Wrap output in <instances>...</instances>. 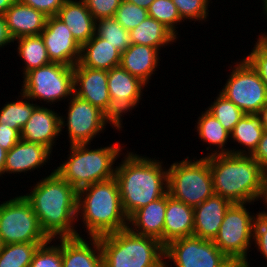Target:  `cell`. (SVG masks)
I'll return each mask as SVG.
<instances>
[{
    "label": "cell",
    "instance_id": "6da1fadb",
    "mask_svg": "<svg viewBox=\"0 0 267 267\" xmlns=\"http://www.w3.org/2000/svg\"><path fill=\"white\" fill-rule=\"evenodd\" d=\"M24 195L50 238L82 236L77 231V190L55 170ZM77 229V230H76Z\"/></svg>",
    "mask_w": 267,
    "mask_h": 267
},
{
    "label": "cell",
    "instance_id": "7a4b0ae2",
    "mask_svg": "<svg viewBox=\"0 0 267 267\" xmlns=\"http://www.w3.org/2000/svg\"><path fill=\"white\" fill-rule=\"evenodd\" d=\"M117 163L115 178L122 208L128 219L138 209L168 192V169L163 166L162 160L127 151L121 162Z\"/></svg>",
    "mask_w": 267,
    "mask_h": 267
},
{
    "label": "cell",
    "instance_id": "3957f363",
    "mask_svg": "<svg viewBox=\"0 0 267 267\" xmlns=\"http://www.w3.org/2000/svg\"><path fill=\"white\" fill-rule=\"evenodd\" d=\"M206 159L216 195L232 203L262 201L264 171L251 155L229 153Z\"/></svg>",
    "mask_w": 267,
    "mask_h": 267
},
{
    "label": "cell",
    "instance_id": "277c9868",
    "mask_svg": "<svg viewBox=\"0 0 267 267\" xmlns=\"http://www.w3.org/2000/svg\"><path fill=\"white\" fill-rule=\"evenodd\" d=\"M80 219L89 237H101L128 228V217L122 208L115 177L77 191L76 221Z\"/></svg>",
    "mask_w": 267,
    "mask_h": 267
},
{
    "label": "cell",
    "instance_id": "5b68a950",
    "mask_svg": "<svg viewBox=\"0 0 267 267\" xmlns=\"http://www.w3.org/2000/svg\"><path fill=\"white\" fill-rule=\"evenodd\" d=\"M90 144L70 145L67 160L55 172L77 191L96 182L115 177L117 158L122 155L124 144L119 141L106 147L91 149ZM90 148V149H89ZM121 152V153H120Z\"/></svg>",
    "mask_w": 267,
    "mask_h": 267
},
{
    "label": "cell",
    "instance_id": "8992f818",
    "mask_svg": "<svg viewBox=\"0 0 267 267\" xmlns=\"http://www.w3.org/2000/svg\"><path fill=\"white\" fill-rule=\"evenodd\" d=\"M99 238L103 267H165V247L129 228Z\"/></svg>",
    "mask_w": 267,
    "mask_h": 267
},
{
    "label": "cell",
    "instance_id": "52a82bcc",
    "mask_svg": "<svg viewBox=\"0 0 267 267\" xmlns=\"http://www.w3.org/2000/svg\"><path fill=\"white\" fill-rule=\"evenodd\" d=\"M193 159L188 156L167 168V189L175 200L194 208L215 193L208 160L203 157Z\"/></svg>",
    "mask_w": 267,
    "mask_h": 267
},
{
    "label": "cell",
    "instance_id": "ba28073f",
    "mask_svg": "<svg viewBox=\"0 0 267 267\" xmlns=\"http://www.w3.org/2000/svg\"><path fill=\"white\" fill-rule=\"evenodd\" d=\"M247 203H233L226 211L214 244L237 266L248 264V251L253 244L256 215L248 211Z\"/></svg>",
    "mask_w": 267,
    "mask_h": 267
},
{
    "label": "cell",
    "instance_id": "9c48e42d",
    "mask_svg": "<svg viewBox=\"0 0 267 267\" xmlns=\"http://www.w3.org/2000/svg\"><path fill=\"white\" fill-rule=\"evenodd\" d=\"M22 83L21 92L34 102L44 101L48 106L67 98L68 102L74 94L73 67L51 62L25 73Z\"/></svg>",
    "mask_w": 267,
    "mask_h": 267
},
{
    "label": "cell",
    "instance_id": "30bf717a",
    "mask_svg": "<svg viewBox=\"0 0 267 267\" xmlns=\"http://www.w3.org/2000/svg\"><path fill=\"white\" fill-rule=\"evenodd\" d=\"M0 237L3 244L46 243L50 240L23 194L0 203Z\"/></svg>",
    "mask_w": 267,
    "mask_h": 267
},
{
    "label": "cell",
    "instance_id": "8fae6325",
    "mask_svg": "<svg viewBox=\"0 0 267 267\" xmlns=\"http://www.w3.org/2000/svg\"><path fill=\"white\" fill-rule=\"evenodd\" d=\"M232 68L219 92L245 114H258L267 104V88L258 72L243 58Z\"/></svg>",
    "mask_w": 267,
    "mask_h": 267
},
{
    "label": "cell",
    "instance_id": "7c38bea8",
    "mask_svg": "<svg viewBox=\"0 0 267 267\" xmlns=\"http://www.w3.org/2000/svg\"><path fill=\"white\" fill-rule=\"evenodd\" d=\"M67 107V117L60 116V132L67 127L69 145H91L94 137L105 131L108 123L112 128L122 131L103 111L75 94L69 99Z\"/></svg>",
    "mask_w": 267,
    "mask_h": 267
},
{
    "label": "cell",
    "instance_id": "4fadbf2b",
    "mask_svg": "<svg viewBox=\"0 0 267 267\" xmlns=\"http://www.w3.org/2000/svg\"><path fill=\"white\" fill-rule=\"evenodd\" d=\"M164 259L165 267L172 266L168 264L170 261L175 267H237L213 240L196 236L170 242L165 246Z\"/></svg>",
    "mask_w": 267,
    "mask_h": 267
},
{
    "label": "cell",
    "instance_id": "5bb4252c",
    "mask_svg": "<svg viewBox=\"0 0 267 267\" xmlns=\"http://www.w3.org/2000/svg\"><path fill=\"white\" fill-rule=\"evenodd\" d=\"M107 80L112 102V121L122 129L124 128L122 116L136 109L142 99L144 87L147 85L121 66L108 70Z\"/></svg>",
    "mask_w": 267,
    "mask_h": 267
},
{
    "label": "cell",
    "instance_id": "9a60e30c",
    "mask_svg": "<svg viewBox=\"0 0 267 267\" xmlns=\"http://www.w3.org/2000/svg\"><path fill=\"white\" fill-rule=\"evenodd\" d=\"M51 62L74 67L80 59L81 46L72 36L67 25L56 15L48 17L40 34Z\"/></svg>",
    "mask_w": 267,
    "mask_h": 267
},
{
    "label": "cell",
    "instance_id": "2e32d148",
    "mask_svg": "<svg viewBox=\"0 0 267 267\" xmlns=\"http://www.w3.org/2000/svg\"><path fill=\"white\" fill-rule=\"evenodd\" d=\"M74 94L99 108L112 120V102L108 91L107 70L73 67Z\"/></svg>",
    "mask_w": 267,
    "mask_h": 267
},
{
    "label": "cell",
    "instance_id": "e0dca14e",
    "mask_svg": "<svg viewBox=\"0 0 267 267\" xmlns=\"http://www.w3.org/2000/svg\"><path fill=\"white\" fill-rule=\"evenodd\" d=\"M60 115L54 109L38 105L21 130L20 138L27 142L39 143L53 152V146L60 132Z\"/></svg>",
    "mask_w": 267,
    "mask_h": 267
},
{
    "label": "cell",
    "instance_id": "ac0fdd59",
    "mask_svg": "<svg viewBox=\"0 0 267 267\" xmlns=\"http://www.w3.org/2000/svg\"><path fill=\"white\" fill-rule=\"evenodd\" d=\"M52 151L39 143L20 139L7 153L4 174H20L43 168L48 163Z\"/></svg>",
    "mask_w": 267,
    "mask_h": 267
},
{
    "label": "cell",
    "instance_id": "d6986e66",
    "mask_svg": "<svg viewBox=\"0 0 267 267\" xmlns=\"http://www.w3.org/2000/svg\"><path fill=\"white\" fill-rule=\"evenodd\" d=\"M233 203L214 194L194 207L193 236L205 240H214L223 222L226 211Z\"/></svg>",
    "mask_w": 267,
    "mask_h": 267
},
{
    "label": "cell",
    "instance_id": "ffe728a7",
    "mask_svg": "<svg viewBox=\"0 0 267 267\" xmlns=\"http://www.w3.org/2000/svg\"><path fill=\"white\" fill-rule=\"evenodd\" d=\"M86 239L83 236L62 237L63 267H103L99 238Z\"/></svg>",
    "mask_w": 267,
    "mask_h": 267
},
{
    "label": "cell",
    "instance_id": "44dd1931",
    "mask_svg": "<svg viewBox=\"0 0 267 267\" xmlns=\"http://www.w3.org/2000/svg\"><path fill=\"white\" fill-rule=\"evenodd\" d=\"M4 18L7 24L9 34L13 40L23 37L40 35L46 27L48 17L16 0L5 12Z\"/></svg>",
    "mask_w": 267,
    "mask_h": 267
},
{
    "label": "cell",
    "instance_id": "7402d4cb",
    "mask_svg": "<svg viewBox=\"0 0 267 267\" xmlns=\"http://www.w3.org/2000/svg\"><path fill=\"white\" fill-rule=\"evenodd\" d=\"M194 209L182 201L175 200L167 192V207L163 227V246L170 242L193 236Z\"/></svg>",
    "mask_w": 267,
    "mask_h": 267
},
{
    "label": "cell",
    "instance_id": "603a6c76",
    "mask_svg": "<svg viewBox=\"0 0 267 267\" xmlns=\"http://www.w3.org/2000/svg\"><path fill=\"white\" fill-rule=\"evenodd\" d=\"M167 207V193L138 209L129 219L128 228L138 235L153 237L163 245V227ZM133 226V227H132Z\"/></svg>",
    "mask_w": 267,
    "mask_h": 267
},
{
    "label": "cell",
    "instance_id": "cb8c5ba5",
    "mask_svg": "<svg viewBox=\"0 0 267 267\" xmlns=\"http://www.w3.org/2000/svg\"><path fill=\"white\" fill-rule=\"evenodd\" d=\"M56 16L67 25L80 46L95 35L96 20L82 0H66Z\"/></svg>",
    "mask_w": 267,
    "mask_h": 267
},
{
    "label": "cell",
    "instance_id": "d4e9b609",
    "mask_svg": "<svg viewBox=\"0 0 267 267\" xmlns=\"http://www.w3.org/2000/svg\"><path fill=\"white\" fill-rule=\"evenodd\" d=\"M161 50L142 44H131L121 53L120 66L131 75L149 85L156 68L160 66ZM159 64V65H158Z\"/></svg>",
    "mask_w": 267,
    "mask_h": 267
},
{
    "label": "cell",
    "instance_id": "484cf974",
    "mask_svg": "<svg viewBox=\"0 0 267 267\" xmlns=\"http://www.w3.org/2000/svg\"><path fill=\"white\" fill-rule=\"evenodd\" d=\"M121 53L96 34L81 46L78 64L93 69L111 70L120 66Z\"/></svg>",
    "mask_w": 267,
    "mask_h": 267
},
{
    "label": "cell",
    "instance_id": "4316f807",
    "mask_svg": "<svg viewBox=\"0 0 267 267\" xmlns=\"http://www.w3.org/2000/svg\"><path fill=\"white\" fill-rule=\"evenodd\" d=\"M197 125L195 126L196 132L198 133L200 141L205 142L210 145L206 148L209 150L212 146L216 147V150L211 148L207 155H203V158L223 155L231 153V149L225 148L228 140L230 139V133L222 126V124L206 109L202 111L201 115L198 117ZM214 149V150H213Z\"/></svg>",
    "mask_w": 267,
    "mask_h": 267
},
{
    "label": "cell",
    "instance_id": "83f0119b",
    "mask_svg": "<svg viewBox=\"0 0 267 267\" xmlns=\"http://www.w3.org/2000/svg\"><path fill=\"white\" fill-rule=\"evenodd\" d=\"M262 119L258 114H244L230 133V139L243 148H231L232 154L251 155L263 135Z\"/></svg>",
    "mask_w": 267,
    "mask_h": 267
},
{
    "label": "cell",
    "instance_id": "f1b7e54d",
    "mask_svg": "<svg viewBox=\"0 0 267 267\" xmlns=\"http://www.w3.org/2000/svg\"><path fill=\"white\" fill-rule=\"evenodd\" d=\"M129 33L131 44H142L159 50L174 44L178 39L167 27L150 16Z\"/></svg>",
    "mask_w": 267,
    "mask_h": 267
},
{
    "label": "cell",
    "instance_id": "f546056e",
    "mask_svg": "<svg viewBox=\"0 0 267 267\" xmlns=\"http://www.w3.org/2000/svg\"><path fill=\"white\" fill-rule=\"evenodd\" d=\"M18 41L17 52L23 61V75L32 69L51 63L41 35L23 36Z\"/></svg>",
    "mask_w": 267,
    "mask_h": 267
},
{
    "label": "cell",
    "instance_id": "4dcf8cb0",
    "mask_svg": "<svg viewBox=\"0 0 267 267\" xmlns=\"http://www.w3.org/2000/svg\"><path fill=\"white\" fill-rule=\"evenodd\" d=\"M37 106V103L34 104L33 100H30L20 91L19 98L15 102H7L0 108V124L16 129L21 133L22 128Z\"/></svg>",
    "mask_w": 267,
    "mask_h": 267
},
{
    "label": "cell",
    "instance_id": "1f68e13d",
    "mask_svg": "<svg viewBox=\"0 0 267 267\" xmlns=\"http://www.w3.org/2000/svg\"><path fill=\"white\" fill-rule=\"evenodd\" d=\"M45 243L3 244L0 252V267H29L33 255Z\"/></svg>",
    "mask_w": 267,
    "mask_h": 267
},
{
    "label": "cell",
    "instance_id": "d6a6232c",
    "mask_svg": "<svg viewBox=\"0 0 267 267\" xmlns=\"http://www.w3.org/2000/svg\"><path fill=\"white\" fill-rule=\"evenodd\" d=\"M95 34L107 40L120 53L131 45L129 31L125 30L114 17L97 20Z\"/></svg>",
    "mask_w": 267,
    "mask_h": 267
},
{
    "label": "cell",
    "instance_id": "836d02e7",
    "mask_svg": "<svg viewBox=\"0 0 267 267\" xmlns=\"http://www.w3.org/2000/svg\"><path fill=\"white\" fill-rule=\"evenodd\" d=\"M206 110L211 113L229 133L232 132L235 125L245 114L220 92L217 94L214 102H212Z\"/></svg>",
    "mask_w": 267,
    "mask_h": 267
},
{
    "label": "cell",
    "instance_id": "e575fe53",
    "mask_svg": "<svg viewBox=\"0 0 267 267\" xmlns=\"http://www.w3.org/2000/svg\"><path fill=\"white\" fill-rule=\"evenodd\" d=\"M148 16L162 23L167 27L177 38V25L184 22L172 0H154L147 9ZM179 23V24H178Z\"/></svg>",
    "mask_w": 267,
    "mask_h": 267
},
{
    "label": "cell",
    "instance_id": "d590c367",
    "mask_svg": "<svg viewBox=\"0 0 267 267\" xmlns=\"http://www.w3.org/2000/svg\"><path fill=\"white\" fill-rule=\"evenodd\" d=\"M56 240L59 242L58 244L53 242H57ZM29 267H63L62 237L50 239L45 244L40 245L35 251Z\"/></svg>",
    "mask_w": 267,
    "mask_h": 267
},
{
    "label": "cell",
    "instance_id": "8d00e7d4",
    "mask_svg": "<svg viewBox=\"0 0 267 267\" xmlns=\"http://www.w3.org/2000/svg\"><path fill=\"white\" fill-rule=\"evenodd\" d=\"M211 0H172L175 4L177 11L183 21H208L207 17L209 12ZM191 21H190V20Z\"/></svg>",
    "mask_w": 267,
    "mask_h": 267
},
{
    "label": "cell",
    "instance_id": "74e56055",
    "mask_svg": "<svg viewBox=\"0 0 267 267\" xmlns=\"http://www.w3.org/2000/svg\"><path fill=\"white\" fill-rule=\"evenodd\" d=\"M148 16V11L145 8L139 7L136 4L122 0L118 9L115 12L114 18L122 25L125 30L138 26Z\"/></svg>",
    "mask_w": 267,
    "mask_h": 267
},
{
    "label": "cell",
    "instance_id": "f35d334b",
    "mask_svg": "<svg viewBox=\"0 0 267 267\" xmlns=\"http://www.w3.org/2000/svg\"><path fill=\"white\" fill-rule=\"evenodd\" d=\"M93 18L99 19L113 18L122 0H82Z\"/></svg>",
    "mask_w": 267,
    "mask_h": 267
},
{
    "label": "cell",
    "instance_id": "ab89813d",
    "mask_svg": "<svg viewBox=\"0 0 267 267\" xmlns=\"http://www.w3.org/2000/svg\"><path fill=\"white\" fill-rule=\"evenodd\" d=\"M253 242L267 262V210L259 211L254 221Z\"/></svg>",
    "mask_w": 267,
    "mask_h": 267
},
{
    "label": "cell",
    "instance_id": "60d3db41",
    "mask_svg": "<svg viewBox=\"0 0 267 267\" xmlns=\"http://www.w3.org/2000/svg\"><path fill=\"white\" fill-rule=\"evenodd\" d=\"M255 42L251 52L244 58L258 72L267 88V50L258 41Z\"/></svg>",
    "mask_w": 267,
    "mask_h": 267
},
{
    "label": "cell",
    "instance_id": "b9f144b4",
    "mask_svg": "<svg viewBox=\"0 0 267 267\" xmlns=\"http://www.w3.org/2000/svg\"><path fill=\"white\" fill-rule=\"evenodd\" d=\"M21 3L33 7L47 17L55 16L66 0H19Z\"/></svg>",
    "mask_w": 267,
    "mask_h": 267
},
{
    "label": "cell",
    "instance_id": "7bdbcfd3",
    "mask_svg": "<svg viewBox=\"0 0 267 267\" xmlns=\"http://www.w3.org/2000/svg\"><path fill=\"white\" fill-rule=\"evenodd\" d=\"M20 133L16 129H11L0 124V145L7 152L20 140Z\"/></svg>",
    "mask_w": 267,
    "mask_h": 267
},
{
    "label": "cell",
    "instance_id": "ee69618b",
    "mask_svg": "<svg viewBox=\"0 0 267 267\" xmlns=\"http://www.w3.org/2000/svg\"><path fill=\"white\" fill-rule=\"evenodd\" d=\"M251 156L259 163L260 167L264 171L267 169V131L264 130L263 135L258 143L257 148L251 154Z\"/></svg>",
    "mask_w": 267,
    "mask_h": 267
},
{
    "label": "cell",
    "instance_id": "f6af8a7d",
    "mask_svg": "<svg viewBox=\"0 0 267 267\" xmlns=\"http://www.w3.org/2000/svg\"><path fill=\"white\" fill-rule=\"evenodd\" d=\"M12 42L14 43V40L9 34L4 15H0V48L11 45Z\"/></svg>",
    "mask_w": 267,
    "mask_h": 267
},
{
    "label": "cell",
    "instance_id": "bcb514c9",
    "mask_svg": "<svg viewBox=\"0 0 267 267\" xmlns=\"http://www.w3.org/2000/svg\"><path fill=\"white\" fill-rule=\"evenodd\" d=\"M7 151L0 145V177H3Z\"/></svg>",
    "mask_w": 267,
    "mask_h": 267
},
{
    "label": "cell",
    "instance_id": "7dc6e473",
    "mask_svg": "<svg viewBox=\"0 0 267 267\" xmlns=\"http://www.w3.org/2000/svg\"><path fill=\"white\" fill-rule=\"evenodd\" d=\"M263 201L260 202H264L263 204H265V209H267V169L264 170V177H263V197H262Z\"/></svg>",
    "mask_w": 267,
    "mask_h": 267
},
{
    "label": "cell",
    "instance_id": "c3c4849f",
    "mask_svg": "<svg viewBox=\"0 0 267 267\" xmlns=\"http://www.w3.org/2000/svg\"><path fill=\"white\" fill-rule=\"evenodd\" d=\"M132 4H136L139 7L148 9L154 0H126Z\"/></svg>",
    "mask_w": 267,
    "mask_h": 267
},
{
    "label": "cell",
    "instance_id": "681fc988",
    "mask_svg": "<svg viewBox=\"0 0 267 267\" xmlns=\"http://www.w3.org/2000/svg\"><path fill=\"white\" fill-rule=\"evenodd\" d=\"M16 0H0V15H4Z\"/></svg>",
    "mask_w": 267,
    "mask_h": 267
},
{
    "label": "cell",
    "instance_id": "f907efd6",
    "mask_svg": "<svg viewBox=\"0 0 267 267\" xmlns=\"http://www.w3.org/2000/svg\"><path fill=\"white\" fill-rule=\"evenodd\" d=\"M258 115L261 117L262 119V126L264 128V130L267 131V104L264 105L260 112L258 113Z\"/></svg>",
    "mask_w": 267,
    "mask_h": 267
},
{
    "label": "cell",
    "instance_id": "816d5d0a",
    "mask_svg": "<svg viewBox=\"0 0 267 267\" xmlns=\"http://www.w3.org/2000/svg\"><path fill=\"white\" fill-rule=\"evenodd\" d=\"M257 41L267 50V33L261 32V34L258 35Z\"/></svg>",
    "mask_w": 267,
    "mask_h": 267
},
{
    "label": "cell",
    "instance_id": "f5cc1de1",
    "mask_svg": "<svg viewBox=\"0 0 267 267\" xmlns=\"http://www.w3.org/2000/svg\"><path fill=\"white\" fill-rule=\"evenodd\" d=\"M261 1H263L262 2V10H263V13H264V15H266V18H267V0H261Z\"/></svg>",
    "mask_w": 267,
    "mask_h": 267
},
{
    "label": "cell",
    "instance_id": "db71d44e",
    "mask_svg": "<svg viewBox=\"0 0 267 267\" xmlns=\"http://www.w3.org/2000/svg\"><path fill=\"white\" fill-rule=\"evenodd\" d=\"M2 247H3V242H2L1 237H0V252L2 250Z\"/></svg>",
    "mask_w": 267,
    "mask_h": 267
},
{
    "label": "cell",
    "instance_id": "11a10c76",
    "mask_svg": "<svg viewBox=\"0 0 267 267\" xmlns=\"http://www.w3.org/2000/svg\"><path fill=\"white\" fill-rule=\"evenodd\" d=\"M250 262L248 263V264H244L242 267H250ZM266 265V267H267V264H265Z\"/></svg>",
    "mask_w": 267,
    "mask_h": 267
}]
</instances>
